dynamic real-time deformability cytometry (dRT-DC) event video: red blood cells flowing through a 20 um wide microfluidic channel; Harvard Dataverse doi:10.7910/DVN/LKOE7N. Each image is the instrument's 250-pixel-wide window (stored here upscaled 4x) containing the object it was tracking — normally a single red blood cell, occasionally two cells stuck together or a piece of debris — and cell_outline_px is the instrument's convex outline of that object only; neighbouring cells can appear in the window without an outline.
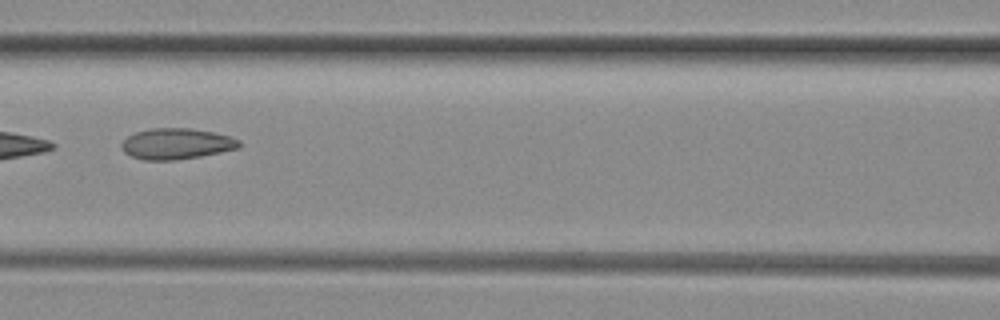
{"species": "common noctule bat (a hibernating species)", "species_latin": "Nyctalus noctula", "temperature_condition": "room temperature", "stored_images_in_passage": 5, "camera_frame_rate_fps": 3000, "um_per_image_px": 0.085, "animal": {"sex": "female", "body_mass_g": 29.2, "forearm_length_mm": 56.3}, "frame": {"image": 1, "passage_image": 5, "time_ms": 1.333, "image_size_px": [1000, 320], "cell_outline_px": [[240, 148], [200, 156], [176, 160], [144, 160], [132, 156], [124, 152], [120, 148], [120, 144], [128, 136], [136, 132], [152, 128], [192, 128], [232, 136], [240, 140]], "centroid_in_image_um": [15.0, 12.22], "position_along_channel_um": 151.6, "area_um2": 21.27}}